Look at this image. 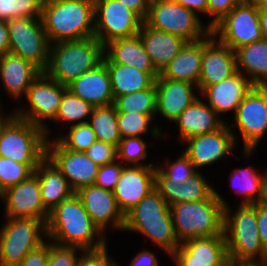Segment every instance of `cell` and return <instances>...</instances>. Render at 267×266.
Here are the masks:
<instances>
[{
    "mask_svg": "<svg viewBox=\"0 0 267 266\" xmlns=\"http://www.w3.org/2000/svg\"><path fill=\"white\" fill-rule=\"evenodd\" d=\"M156 166H125L113 191L119 209L125 215L153 189Z\"/></svg>",
    "mask_w": 267,
    "mask_h": 266,
    "instance_id": "obj_20",
    "label": "cell"
},
{
    "mask_svg": "<svg viewBox=\"0 0 267 266\" xmlns=\"http://www.w3.org/2000/svg\"><path fill=\"white\" fill-rule=\"evenodd\" d=\"M237 72L235 51L218 41L210 32L202 39V61L199 92Z\"/></svg>",
    "mask_w": 267,
    "mask_h": 266,
    "instance_id": "obj_18",
    "label": "cell"
},
{
    "mask_svg": "<svg viewBox=\"0 0 267 266\" xmlns=\"http://www.w3.org/2000/svg\"><path fill=\"white\" fill-rule=\"evenodd\" d=\"M9 53V29L6 21H0V55Z\"/></svg>",
    "mask_w": 267,
    "mask_h": 266,
    "instance_id": "obj_54",
    "label": "cell"
},
{
    "mask_svg": "<svg viewBox=\"0 0 267 266\" xmlns=\"http://www.w3.org/2000/svg\"><path fill=\"white\" fill-rule=\"evenodd\" d=\"M143 22L119 0H94V37L103 45L137 36Z\"/></svg>",
    "mask_w": 267,
    "mask_h": 266,
    "instance_id": "obj_14",
    "label": "cell"
},
{
    "mask_svg": "<svg viewBox=\"0 0 267 266\" xmlns=\"http://www.w3.org/2000/svg\"><path fill=\"white\" fill-rule=\"evenodd\" d=\"M210 32L233 51L262 40L259 9L252 2H241L216 23Z\"/></svg>",
    "mask_w": 267,
    "mask_h": 266,
    "instance_id": "obj_13",
    "label": "cell"
},
{
    "mask_svg": "<svg viewBox=\"0 0 267 266\" xmlns=\"http://www.w3.org/2000/svg\"><path fill=\"white\" fill-rule=\"evenodd\" d=\"M193 11L174 2L150 3L144 23L152 28L182 37L187 42L203 39L210 28Z\"/></svg>",
    "mask_w": 267,
    "mask_h": 266,
    "instance_id": "obj_12",
    "label": "cell"
},
{
    "mask_svg": "<svg viewBox=\"0 0 267 266\" xmlns=\"http://www.w3.org/2000/svg\"><path fill=\"white\" fill-rule=\"evenodd\" d=\"M39 164H20L0 157V194L17 185L34 173Z\"/></svg>",
    "mask_w": 267,
    "mask_h": 266,
    "instance_id": "obj_41",
    "label": "cell"
},
{
    "mask_svg": "<svg viewBox=\"0 0 267 266\" xmlns=\"http://www.w3.org/2000/svg\"><path fill=\"white\" fill-rule=\"evenodd\" d=\"M9 53L30 61L42 72L48 66L50 41L41 17H21L7 21Z\"/></svg>",
    "mask_w": 267,
    "mask_h": 266,
    "instance_id": "obj_10",
    "label": "cell"
},
{
    "mask_svg": "<svg viewBox=\"0 0 267 266\" xmlns=\"http://www.w3.org/2000/svg\"><path fill=\"white\" fill-rule=\"evenodd\" d=\"M176 0H150V3L174 2Z\"/></svg>",
    "mask_w": 267,
    "mask_h": 266,
    "instance_id": "obj_58",
    "label": "cell"
},
{
    "mask_svg": "<svg viewBox=\"0 0 267 266\" xmlns=\"http://www.w3.org/2000/svg\"><path fill=\"white\" fill-rule=\"evenodd\" d=\"M67 89L94 107L114 104L111 78L104 62L83 73L69 84Z\"/></svg>",
    "mask_w": 267,
    "mask_h": 266,
    "instance_id": "obj_26",
    "label": "cell"
},
{
    "mask_svg": "<svg viewBox=\"0 0 267 266\" xmlns=\"http://www.w3.org/2000/svg\"><path fill=\"white\" fill-rule=\"evenodd\" d=\"M46 223L31 218H5L0 227V266H18L46 242Z\"/></svg>",
    "mask_w": 267,
    "mask_h": 266,
    "instance_id": "obj_8",
    "label": "cell"
},
{
    "mask_svg": "<svg viewBox=\"0 0 267 266\" xmlns=\"http://www.w3.org/2000/svg\"><path fill=\"white\" fill-rule=\"evenodd\" d=\"M43 0H0V21L41 17Z\"/></svg>",
    "mask_w": 267,
    "mask_h": 266,
    "instance_id": "obj_42",
    "label": "cell"
},
{
    "mask_svg": "<svg viewBox=\"0 0 267 266\" xmlns=\"http://www.w3.org/2000/svg\"><path fill=\"white\" fill-rule=\"evenodd\" d=\"M114 100L121 95L130 94L150 88L160 73H147L136 67L112 63L105 55Z\"/></svg>",
    "mask_w": 267,
    "mask_h": 266,
    "instance_id": "obj_32",
    "label": "cell"
},
{
    "mask_svg": "<svg viewBox=\"0 0 267 266\" xmlns=\"http://www.w3.org/2000/svg\"><path fill=\"white\" fill-rule=\"evenodd\" d=\"M45 129L16 117H0V157L20 164H40L46 158Z\"/></svg>",
    "mask_w": 267,
    "mask_h": 266,
    "instance_id": "obj_7",
    "label": "cell"
},
{
    "mask_svg": "<svg viewBox=\"0 0 267 266\" xmlns=\"http://www.w3.org/2000/svg\"><path fill=\"white\" fill-rule=\"evenodd\" d=\"M94 106L80 97L74 95L70 90L66 89L62 95L59 109L56 117L52 120L56 123L64 124L63 126H72L81 123H88Z\"/></svg>",
    "mask_w": 267,
    "mask_h": 266,
    "instance_id": "obj_36",
    "label": "cell"
},
{
    "mask_svg": "<svg viewBox=\"0 0 267 266\" xmlns=\"http://www.w3.org/2000/svg\"><path fill=\"white\" fill-rule=\"evenodd\" d=\"M155 189L169 206L181 202H193L209 199L215 188L200 171H197L185 183L171 182L157 168L155 170Z\"/></svg>",
    "mask_w": 267,
    "mask_h": 266,
    "instance_id": "obj_23",
    "label": "cell"
},
{
    "mask_svg": "<svg viewBox=\"0 0 267 266\" xmlns=\"http://www.w3.org/2000/svg\"><path fill=\"white\" fill-rule=\"evenodd\" d=\"M41 73L38 67L20 56L12 53L0 55V82L4 87V93L12 99L22 100L31 83Z\"/></svg>",
    "mask_w": 267,
    "mask_h": 266,
    "instance_id": "obj_24",
    "label": "cell"
},
{
    "mask_svg": "<svg viewBox=\"0 0 267 266\" xmlns=\"http://www.w3.org/2000/svg\"><path fill=\"white\" fill-rule=\"evenodd\" d=\"M228 205V201L215 191L209 199L170 206L178 242L182 244L195 238L224 235V208Z\"/></svg>",
    "mask_w": 267,
    "mask_h": 266,
    "instance_id": "obj_5",
    "label": "cell"
},
{
    "mask_svg": "<svg viewBox=\"0 0 267 266\" xmlns=\"http://www.w3.org/2000/svg\"><path fill=\"white\" fill-rule=\"evenodd\" d=\"M34 173L38 177L42 201L48 212L75 193L67 179L47 157L38 165Z\"/></svg>",
    "mask_w": 267,
    "mask_h": 266,
    "instance_id": "obj_31",
    "label": "cell"
},
{
    "mask_svg": "<svg viewBox=\"0 0 267 266\" xmlns=\"http://www.w3.org/2000/svg\"><path fill=\"white\" fill-rule=\"evenodd\" d=\"M256 85L242 73L237 71L223 81L205 87L199 94L202 99L222 117L229 112L235 114L242 100Z\"/></svg>",
    "mask_w": 267,
    "mask_h": 266,
    "instance_id": "obj_22",
    "label": "cell"
},
{
    "mask_svg": "<svg viewBox=\"0 0 267 266\" xmlns=\"http://www.w3.org/2000/svg\"><path fill=\"white\" fill-rule=\"evenodd\" d=\"M155 69L161 73L187 42L182 37L146 25L138 33Z\"/></svg>",
    "mask_w": 267,
    "mask_h": 266,
    "instance_id": "obj_28",
    "label": "cell"
},
{
    "mask_svg": "<svg viewBox=\"0 0 267 266\" xmlns=\"http://www.w3.org/2000/svg\"><path fill=\"white\" fill-rule=\"evenodd\" d=\"M46 235L54 243L75 246L82 250L99 249L108 242L93 223L76 193L49 212Z\"/></svg>",
    "mask_w": 267,
    "mask_h": 266,
    "instance_id": "obj_1",
    "label": "cell"
},
{
    "mask_svg": "<svg viewBox=\"0 0 267 266\" xmlns=\"http://www.w3.org/2000/svg\"><path fill=\"white\" fill-rule=\"evenodd\" d=\"M157 258L150 249L142 250L133 257L129 266H160Z\"/></svg>",
    "mask_w": 267,
    "mask_h": 266,
    "instance_id": "obj_51",
    "label": "cell"
},
{
    "mask_svg": "<svg viewBox=\"0 0 267 266\" xmlns=\"http://www.w3.org/2000/svg\"><path fill=\"white\" fill-rule=\"evenodd\" d=\"M201 61L202 39L186 42L159 75L162 78L185 81L199 86Z\"/></svg>",
    "mask_w": 267,
    "mask_h": 266,
    "instance_id": "obj_30",
    "label": "cell"
},
{
    "mask_svg": "<svg viewBox=\"0 0 267 266\" xmlns=\"http://www.w3.org/2000/svg\"><path fill=\"white\" fill-rule=\"evenodd\" d=\"M108 244L94 250L80 251L77 266H120L108 254Z\"/></svg>",
    "mask_w": 267,
    "mask_h": 266,
    "instance_id": "obj_47",
    "label": "cell"
},
{
    "mask_svg": "<svg viewBox=\"0 0 267 266\" xmlns=\"http://www.w3.org/2000/svg\"><path fill=\"white\" fill-rule=\"evenodd\" d=\"M174 123L179 131L177 140L182 143L190 137L215 132L226 121L200 96L182 111Z\"/></svg>",
    "mask_w": 267,
    "mask_h": 266,
    "instance_id": "obj_25",
    "label": "cell"
},
{
    "mask_svg": "<svg viewBox=\"0 0 267 266\" xmlns=\"http://www.w3.org/2000/svg\"><path fill=\"white\" fill-rule=\"evenodd\" d=\"M0 99H1V98H0ZM0 105H1V106H0V111H1V112H0V117H3V116H5V115H7V114H4L5 111L1 109V107H2L1 100H0ZM3 111H4V112H3Z\"/></svg>",
    "mask_w": 267,
    "mask_h": 266,
    "instance_id": "obj_60",
    "label": "cell"
},
{
    "mask_svg": "<svg viewBox=\"0 0 267 266\" xmlns=\"http://www.w3.org/2000/svg\"><path fill=\"white\" fill-rule=\"evenodd\" d=\"M177 266H227L229 263L173 262Z\"/></svg>",
    "mask_w": 267,
    "mask_h": 266,
    "instance_id": "obj_56",
    "label": "cell"
},
{
    "mask_svg": "<svg viewBox=\"0 0 267 266\" xmlns=\"http://www.w3.org/2000/svg\"><path fill=\"white\" fill-rule=\"evenodd\" d=\"M103 58L104 45L95 37L60 41L50 45L49 62L44 72L67 87L101 64Z\"/></svg>",
    "mask_w": 267,
    "mask_h": 266,
    "instance_id": "obj_6",
    "label": "cell"
},
{
    "mask_svg": "<svg viewBox=\"0 0 267 266\" xmlns=\"http://www.w3.org/2000/svg\"><path fill=\"white\" fill-rule=\"evenodd\" d=\"M48 261V239L39 248L29 252L18 266H46Z\"/></svg>",
    "mask_w": 267,
    "mask_h": 266,
    "instance_id": "obj_49",
    "label": "cell"
},
{
    "mask_svg": "<svg viewBox=\"0 0 267 266\" xmlns=\"http://www.w3.org/2000/svg\"><path fill=\"white\" fill-rule=\"evenodd\" d=\"M233 121L228 126L230 129H238L243 141L244 157H253L260 141L267 134V86H255L248 93L237 107Z\"/></svg>",
    "mask_w": 267,
    "mask_h": 266,
    "instance_id": "obj_11",
    "label": "cell"
},
{
    "mask_svg": "<svg viewBox=\"0 0 267 266\" xmlns=\"http://www.w3.org/2000/svg\"><path fill=\"white\" fill-rule=\"evenodd\" d=\"M224 208L223 233L232 264L267 266V251L261 243L256 204H239L235 210Z\"/></svg>",
    "mask_w": 267,
    "mask_h": 266,
    "instance_id": "obj_2",
    "label": "cell"
},
{
    "mask_svg": "<svg viewBox=\"0 0 267 266\" xmlns=\"http://www.w3.org/2000/svg\"><path fill=\"white\" fill-rule=\"evenodd\" d=\"M238 4V0H208V16L210 21L206 26L211 29Z\"/></svg>",
    "mask_w": 267,
    "mask_h": 266,
    "instance_id": "obj_48",
    "label": "cell"
},
{
    "mask_svg": "<svg viewBox=\"0 0 267 266\" xmlns=\"http://www.w3.org/2000/svg\"><path fill=\"white\" fill-rule=\"evenodd\" d=\"M104 55L115 64L133 66L147 73H159L145 51L139 35L109 41L104 45Z\"/></svg>",
    "mask_w": 267,
    "mask_h": 266,
    "instance_id": "obj_29",
    "label": "cell"
},
{
    "mask_svg": "<svg viewBox=\"0 0 267 266\" xmlns=\"http://www.w3.org/2000/svg\"><path fill=\"white\" fill-rule=\"evenodd\" d=\"M124 6L135 12L143 21L145 20L150 0H119Z\"/></svg>",
    "mask_w": 267,
    "mask_h": 266,
    "instance_id": "obj_52",
    "label": "cell"
},
{
    "mask_svg": "<svg viewBox=\"0 0 267 266\" xmlns=\"http://www.w3.org/2000/svg\"><path fill=\"white\" fill-rule=\"evenodd\" d=\"M149 146V142L142 137L122 138L117 147L118 161H121L125 166H156L152 162L142 163L149 155L147 152Z\"/></svg>",
    "mask_w": 267,
    "mask_h": 266,
    "instance_id": "obj_39",
    "label": "cell"
},
{
    "mask_svg": "<svg viewBox=\"0 0 267 266\" xmlns=\"http://www.w3.org/2000/svg\"><path fill=\"white\" fill-rule=\"evenodd\" d=\"M170 258L173 262L230 263L224 235L185 241Z\"/></svg>",
    "mask_w": 267,
    "mask_h": 266,
    "instance_id": "obj_27",
    "label": "cell"
},
{
    "mask_svg": "<svg viewBox=\"0 0 267 266\" xmlns=\"http://www.w3.org/2000/svg\"><path fill=\"white\" fill-rule=\"evenodd\" d=\"M114 105L117 112L156 115L155 83L145 90L118 96L114 100Z\"/></svg>",
    "mask_w": 267,
    "mask_h": 266,
    "instance_id": "obj_38",
    "label": "cell"
},
{
    "mask_svg": "<svg viewBox=\"0 0 267 266\" xmlns=\"http://www.w3.org/2000/svg\"><path fill=\"white\" fill-rule=\"evenodd\" d=\"M122 231L140 233L156 243L169 258L180 246L174 231L170 206L156 189L125 214Z\"/></svg>",
    "mask_w": 267,
    "mask_h": 266,
    "instance_id": "obj_4",
    "label": "cell"
},
{
    "mask_svg": "<svg viewBox=\"0 0 267 266\" xmlns=\"http://www.w3.org/2000/svg\"><path fill=\"white\" fill-rule=\"evenodd\" d=\"M252 3L258 9L267 10V0H253Z\"/></svg>",
    "mask_w": 267,
    "mask_h": 266,
    "instance_id": "obj_57",
    "label": "cell"
},
{
    "mask_svg": "<svg viewBox=\"0 0 267 266\" xmlns=\"http://www.w3.org/2000/svg\"><path fill=\"white\" fill-rule=\"evenodd\" d=\"M75 193L93 223L104 235L110 227L117 231L123 230L125 215L119 209L112 191L89 185L78 189Z\"/></svg>",
    "mask_w": 267,
    "mask_h": 266,
    "instance_id": "obj_19",
    "label": "cell"
},
{
    "mask_svg": "<svg viewBox=\"0 0 267 266\" xmlns=\"http://www.w3.org/2000/svg\"><path fill=\"white\" fill-rule=\"evenodd\" d=\"M64 135L58 134L54 139L64 148L75 152H85L97 140L88 123L72 125Z\"/></svg>",
    "mask_w": 267,
    "mask_h": 266,
    "instance_id": "obj_40",
    "label": "cell"
},
{
    "mask_svg": "<svg viewBox=\"0 0 267 266\" xmlns=\"http://www.w3.org/2000/svg\"><path fill=\"white\" fill-rule=\"evenodd\" d=\"M159 163L156 164V168L171 182L185 183L188 178L198 171L183 152L173 161H169V158L165 159L164 166Z\"/></svg>",
    "mask_w": 267,
    "mask_h": 266,
    "instance_id": "obj_43",
    "label": "cell"
},
{
    "mask_svg": "<svg viewBox=\"0 0 267 266\" xmlns=\"http://www.w3.org/2000/svg\"><path fill=\"white\" fill-rule=\"evenodd\" d=\"M156 88V115L174 122L182 111L191 105L200 96L198 86L185 82L162 78L155 79ZM195 89L198 92H195Z\"/></svg>",
    "mask_w": 267,
    "mask_h": 266,
    "instance_id": "obj_21",
    "label": "cell"
},
{
    "mask_svg": "<svg viewBox=\"0 0 267 266\" xmlns=\"http://www.w3.org/2000/svg\"><path fill=\"white\" fill-rule=\"evenodd\" d=\"M258 171L250 165L238 167L229 175L233 191L243 197L239 204H256L265 200L267 168L262 173Z\"/></svg>",
    "mask_w": 267,
    "mask_h": 266,
    "instance_id": "obj_34",
    "label": "cell"
},
{
    "mask_svg": "<svg viewBox=\"0 0 267 266\" xmlns=\"http://www.w3.org/2000/svg\"><path fill=\"white\" fill-rule=\"evenodd\" d=\"M46 157L67 179L71 189L94 185L99 165L84 152L64 149L54 138L47 141Z\"/></svg>",
    "mask_w": 267,
    "mask_h": 266,
    "instance_id": "obj_17",
    "label": "cell"
},
{
    "mask_svg": "<svg viewBox=\"0 0 267 266\" xmlns=\"http://www.w3.org/2000/svg\"><path fill=\"white\" fill-rule=\"evenodd\" d=\"M84 153L99 166L118 160L117 146L99 140H96Z\"/></svg>",
    "mask_w": 267,
    "mask_h": 266,
    "instance_id": "obj_46",
    "label": "cell"
},
{
    "mask_svg": "<svg viewBox=\"0 0 267 266\" xmlns=\"http://www.w3.org/2000/svg\"><path fill=\"white\" fill-rule=\"evenodd\" d=\"M66 89V86L42 72L27 89L24 97L27 102L24 104L26 106L15 107L12 113L18 118L44 128L46 137L50 140L51 131L46 122H51L56 117L62 95Z\"/></svg>",
    "mask_w": 267,
    "mask_h": 266,
    "instance_id": "obj_9",
    "label": "cell"
},
{
    "mask_svg": "<svg viewBox=\"0 0 267 266\" xmlns=\"http://www.w3.org/2000/svg\"><path fill=\"white\" fill-rule=\"evenodd\" d=\"M154 118L156 115H147L137 112L125 113L117 112L118 127L121 138L127 137H142L144 134L151 133V136L156 139L162 138V129L155 125Z\"/></svg>",
    "mask_w": 267,
    "mask_h": 266,
    "instance_id": "obj_37",
    "label": "cell"
},
{
    "mask_svg": "<svg viewBox=\"0 0 267 266\" xmlns=\"http://www.w3.org/2000/svg\"><path fill=\"white\" fill-rule=\"evenodd\" d=\"M237 71L256 86H267V40H259L235 50Z\"/></svg>",
    "mask_w": 267,
    "mask_h": 266,
    "instance_id": "obj_33",
    "label": "cell"
},
{
    "mask_svg": "<svg viewBox=\"0 0 267 266\" xmlns=\"http://www.w3.org/2000/svg\"><path fill=\"white\" fill-rule=\"evenodd\" d=\"M227 266H252V265H249V264H232V263H229Z\"/></svg>",
    "mask_w": 267,
    "mask_h": 266,
    "instance_id": "obj_59",
    "label": "cell"
},
{
    "mask_svg": "<svg viewBox=\"0 0 267 266\" xmlns=\"http://www.w3.org/2000/svg\"><path fill=\"white\" fill-rule=\"evenodd\" d=\"M83 251L75 246H64L48 240V261L46 266H77L80 254Z\"/></svg>",
    "mask_w": 267,
    "mask_h": 266,
    "instance_id": "obj_44",
    "label": "cell"
},
{
    "mask_svg": "<svg viewBox=\"0 0 267 266\" xmlns=\"http://www.w3.org/2000/svg\"><path fill=\"white\" fill-rule=\"evenodd\" d=\"M125 165L121 161L99 166L94 185L109 191H114Z\"/></svg>",
    "mask_w": 267,
    "mask_h": 266,
    "instance_id": "obj_45",
    "label": "cell"
},
{
    "mask_svg": "<svg viewBox=\"0 0 267 266\" xmlns=\"http://www.w3.org/2000/svg\"><path fill=\"white\" fill-rule=\"evenodd\" d=\"M253 0H238L239 3L241 2H252Z\"/></svg>",
    "mask_w": 267,
    "mask_h": 266,
    "instance_id": "obj_62",
    "label": "cell"
},
{
    "mask_svg": "<svg viewBox=\"0 0 267 266\" xmlns=\"http://www.w3.org/2000/svg\"><path fill=\"white\" fill-rule=\"evenodd\" d=\"M264 201L267 203V176H266V189H265V200Z\"/></svg>",
    "mask_w": 267,
    "mask_h": 266,
    "instance_id": "obj_61",
    "label": "cell"
},
{
    "mask_svg": "<svg viewBox=\"0 0 267 266\" xmlns=\"http://www.w3.org/2000/svg\"><path fill=\"white\" fill-rule=\"evenodd\" d=\"M176 2L193 11L197 16L208 15V0H176Z\"/></svg>",
    "mask_w": 267,
    "mask_h": 266,
    "instance_id": "obj_53",
    "label": "cell"
},
{
    "mask_svg": "<svg viewBox=\"0 0 267 266\" xmlns=\"http://www.w3.org/2000/svg\"><path fill=\"white\" fill-rule=\"evenodd\" d=\"M259 23L262 37L264 40H267V10L259 9Z\"/></svg>",
    "mask_w": 267,
    "mask_h": 266,
    "instance_id": "obj_55",
    "label": "cell"
},
{
    "mask_svg": "<svg viewBox=\"0 0 267 266\" xmlns=\"http://www.w3.org/2000/svg\"><path fill=\"white\" fill-rule=\"evenodd\" d=\"M258 232L264 249L267 251V203H256Z\"/></svg>",
    "mask_w": 267,
    "mask_h": 266,
    "instance_id": "obj_50",
    "label": "cell"
},
{
    "mask_svg": "<svg viewBox=\"0 0 267 266\" xmlns=\"http://www.w3.org/2000/svg\"><path fill=\"white\" fill-rule=\"evenodd\" d=\"M233 131L229 128L228 122H226L215 132L197 135L183 141L185 149L182 152L199 171L202 167H207L221 159L223 160L230 153V155H233V149L238 144L236 143L238 135Z\"/></svg>",
    "mask_w": 267,
    "mask_h": 266,
    "instance_id": "obj_15",
    "label": "cell"
},
{
    "mask_svg": "<svg viewBox=\"0 0 267 266\" xmlns=\"http://www.w3.org/2000/svg\"><path fill=\"white\" fill-rule=\"evenodd\" d=\"M5 205V218H31L48 220L49 212L45 209L38 177L35 173L0 194Z\"/></svg>",
    "mask_w": 267,
    "mask_h": 266,
    "instance_id": "obj_16",
    "label": "cell"
},
{
    "mask_svg": "<svg viewBox=\"0 0 267 266\" xmlns=\"http://www.w3.org/2000/svg\"><path fill=\"white\" fill-rule=\"evenodd\" d=\"M88 124L93 129L97 140L118 147L122 138L118 127L117 109L114 104L94 107Z\"/></svg>",
    "mask_w": 267,
    "mask_h": 266,
    "instance_id": "obj_35",
    "label": "cell"
},
{
    "mask_svg": "<svg viewBox=\"0 0 267 266\" xmlns=\"http://www.w3.org/2000/svg\"><path fill=\"white\" fill-rule=\"evenodd\" d=\"M41 19L51 44L94 37V0H43Z\"/></svg>",
    "mask_w": 267,
    "mask_h": 266,
    "instance_id": "obj_3",
    "label": "cell"
}]
</instances>
